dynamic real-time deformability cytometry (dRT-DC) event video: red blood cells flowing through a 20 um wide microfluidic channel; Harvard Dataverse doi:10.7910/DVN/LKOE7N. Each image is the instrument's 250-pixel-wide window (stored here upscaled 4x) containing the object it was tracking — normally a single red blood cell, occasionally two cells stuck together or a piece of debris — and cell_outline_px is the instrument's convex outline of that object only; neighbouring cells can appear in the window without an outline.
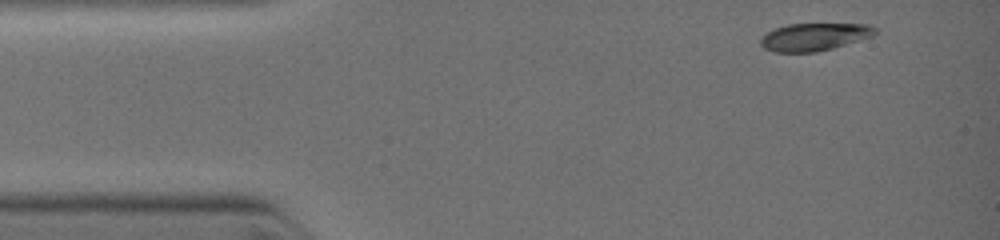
{"species": "common noctule bat (a hibernating species)", "species_latin": "Nyctalus noctula", "temperature_condition": "warm", "stored_images_in_passage": 17, "camera_frame_rate_fps": 3000, "um_per_image_px": 0.085, "animal": {"sex": "female", "body_mass_g": 19.0, "forearm_length_mm": 51.5}, "frame": {"image": 1, "passage_image": 1, "time_ms": 0.0, "image_size_px": [1000, 240], "cell_outline_px": [[876, 32], [872, 36], [832, 48], [816, 52], [776, 52], [764, 48], [760, 44], [760, 40], [768, 32], [776, 28], [788, 24], [864, 24], [876, 28]], "centroid_in_image_um": [69.19, 3.13], "position_along_channel_um": 15.8, "area_um2": 18.09}}
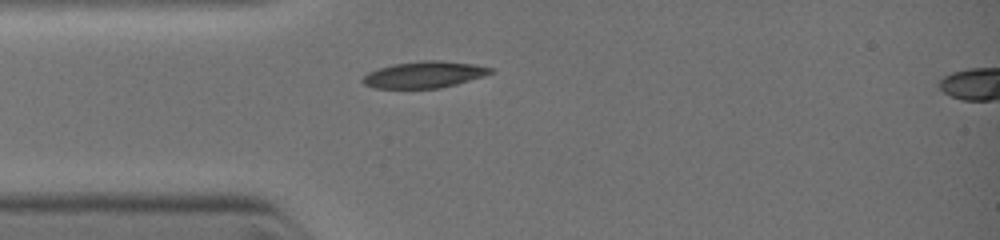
{"frame": {"image": 2, "passage_image": 10, "time_ms": 2.0, "image_size_px": [1000, 240], "cell_outline_px": [[492, 72], [484, 76], [440, 88], [376, 88], [364, 84], [360, 80], [368, 72], [392, 64], [424, 60], [440, 60], [472, 64], [492, 68]], "centroid_in_image_um": [36.02, 6.34], "position_along_channel_um": 49.0, "area_um2": 19.54}}
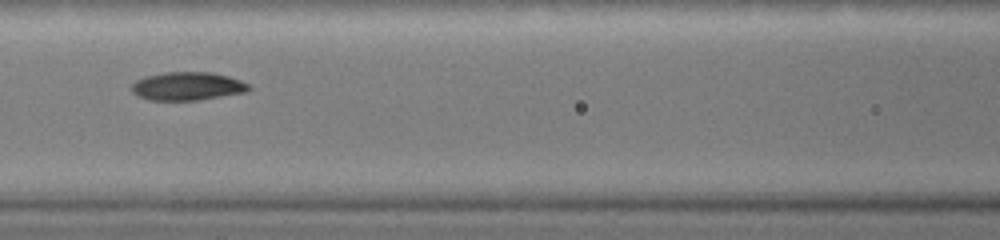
{"frame": {"image": 3, "passage_image": 16, "time_ms": 4.0, "image_size_px": [1000, 240], "cell_outline_px": [[252, 88], [244, 92], [196, 100], [148, 100], [132, 92], [132, 84], [136, 80], [144, 76], [164, 72], [212, 72], [228, 76], [240, 80], [248, 84]], "centroid_in_image_um": [15.91, 7.31], "position_along_channel_um": 150.7, "area_um2": 19.19}}